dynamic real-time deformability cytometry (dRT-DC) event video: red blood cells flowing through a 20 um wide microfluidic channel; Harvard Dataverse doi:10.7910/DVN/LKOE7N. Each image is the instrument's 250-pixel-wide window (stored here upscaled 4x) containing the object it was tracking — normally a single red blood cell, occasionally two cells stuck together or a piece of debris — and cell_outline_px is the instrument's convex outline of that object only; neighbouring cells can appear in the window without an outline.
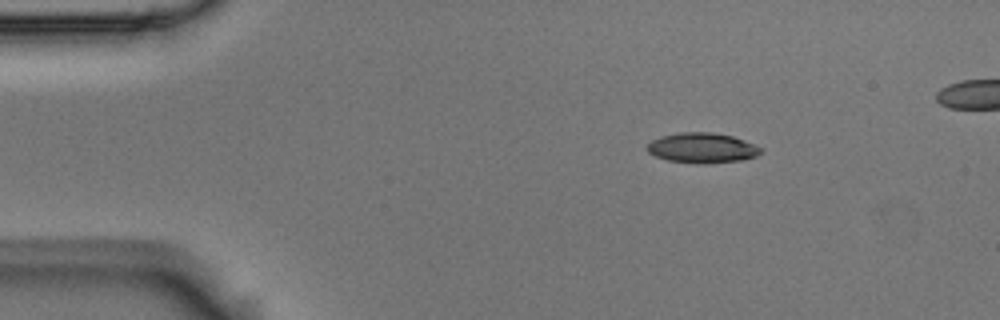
{"species": "Egyptian fruit bat (a non-hibernating species)", "species_latin": "Rousettus aegyptiacus", "temperature_condition": "room temperature", "stored_images_in_passage": 4, "camera_frame_rate_fps": 3000, "um_per_image_px": 0.085, "animal": {"sex": "male"}, "frame": {"image": 1, "passage_image": 1, "time_ms": 0.0, "image_size_px": [1000, 320], "cell_outline_px": [[764, 148], [756, 156], [740, 160], [704, 164], [696, 164], [668, 160], [656, 156], [648, 152], [644, 148], [652, 140], [660, 136], [680, 132], [712, 132], [732, 136], [744, 140]], "centroid_in_image_um": [59.66, 12.57], "position_along_channel_um": 25.3, "area_um2": 20.06}}